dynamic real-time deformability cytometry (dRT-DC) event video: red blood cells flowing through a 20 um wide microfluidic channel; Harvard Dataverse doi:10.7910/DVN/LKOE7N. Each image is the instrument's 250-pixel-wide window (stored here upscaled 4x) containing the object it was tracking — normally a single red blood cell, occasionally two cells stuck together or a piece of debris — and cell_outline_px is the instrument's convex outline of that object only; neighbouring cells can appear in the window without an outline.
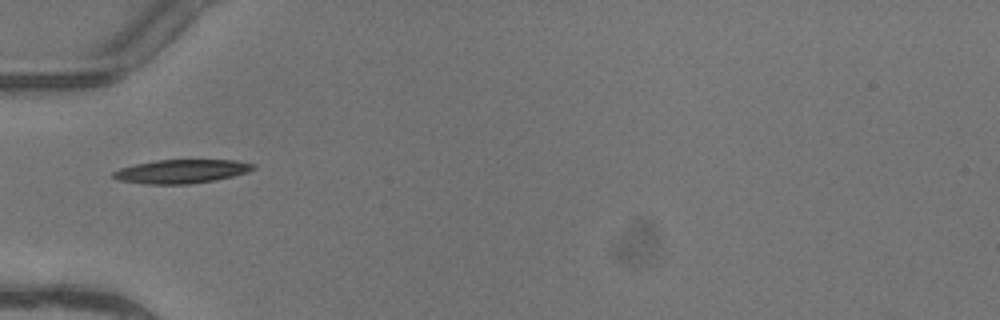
{"species": "common noctule bat (a hibernating species)", "species_latin": "Nyctalus noctula", "temperature_condition": "warm", "stored_images_in_passage": 3, "camera_frame_rate_fps": 3000, "um_per_image_px": 0.085, "animal": {"sex": "female"}, "frame": {"image": 1, "passage_image": 2, "time_ms": 0.333, "image_size_px": [1000, 320], "cell_outline_px": [[256, 168], [248, 172], [216, 180], [188, 184], [148, 184], [120, 180], [112, 176], [112, 172], [120, 168], [136, 164], [156, 160], [236, 160], [256, 164]], "centroid_in_image_um": [15.46, 14.56], "position_along_channel_um": 69.5, "area_um2": 19.31}}
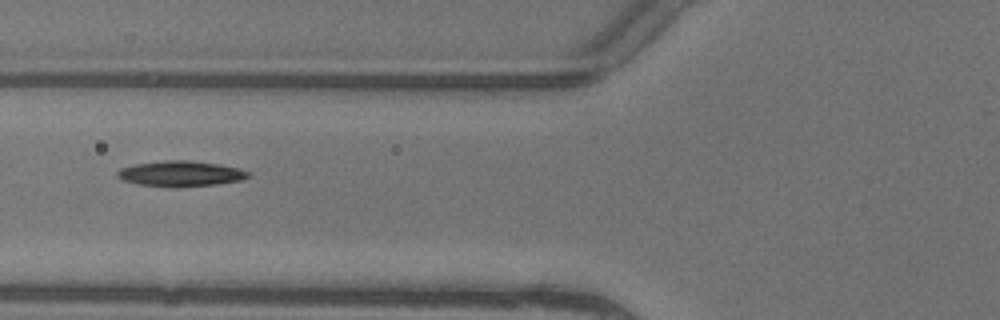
{"frame": {"image": 2, "passage_image": 3, "time_ms": 0.667, "image_size_px": [1000, 320], "cell_outline_px": [[252, 176], [240, 180], [216, 184], [140, 184], [124, 180], [116, 176], [116, 172], [120, 168], [136, 164], [164, 160], [188, 160], [220, 164], [240, 168], [248, 172]], "centroid_in_image_um": [15.39, 14.7], "position_along_channel_um": 110.4, "area_um2": 18.44}}